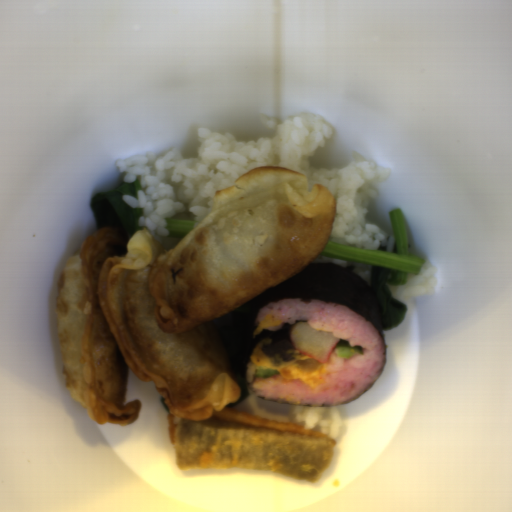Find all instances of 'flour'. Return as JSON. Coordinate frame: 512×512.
I'll list each match as a JSON object with an SVG mask.
<instances>
[{"mask_svg": "<svg viewBox=\"0 0 512 512\" xmlns=\"http://www.w3.org/2000/svg\"><path fill=\"white\" fill-rule=\"evenodd\" d=\"M336 199L304 174L254 168L213 195L169 250L149 230L104 227L64 263L56 290L61 371L98 425L128 426V372L152 381L175 417L200 421L241 398L215 319L291 280L324 250Z\"/></svg>", "mask_w": 512, "mask_h": 512, "instance_id": "obj_1", "label": "flour"}]
</instances>
